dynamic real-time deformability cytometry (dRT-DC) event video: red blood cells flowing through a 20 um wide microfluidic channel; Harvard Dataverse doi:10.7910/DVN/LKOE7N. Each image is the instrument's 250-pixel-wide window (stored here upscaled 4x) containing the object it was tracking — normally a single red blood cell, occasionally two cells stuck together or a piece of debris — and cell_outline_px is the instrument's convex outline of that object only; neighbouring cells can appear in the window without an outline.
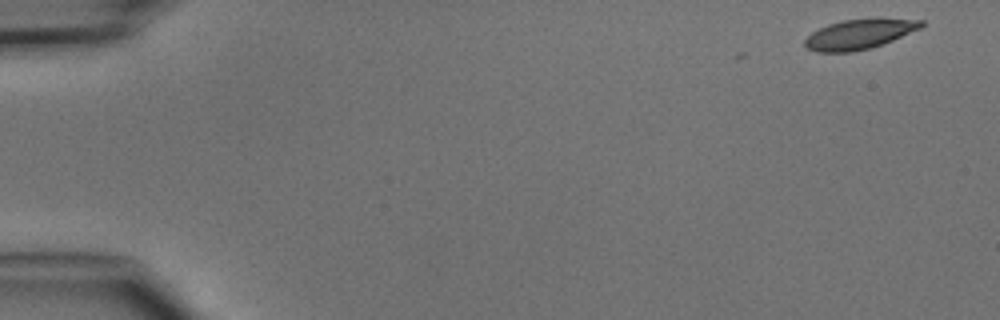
{"species": "common noctule bat (a hibernating species)", "species_latin": "Nyctalus noctula", "temperature_condition": "cold", "stored_images_in_passage": 6, "camera_frame_rate_fps": 3000, "um_per_image_px": 0.085, "animal": {"sex": "male", "body_mass_g": 15.6}, "frame": {"image": 1, "passage_image": 1, "time_ms": 0.0, "image_size_px": [1000, 320], "cell_outline_px": [[924, 24], [920, 28], [892, 40], [872, 48], [852, 52], [816, 52], [804, 48], [804, 40], [812, 32], [828, 24], [840, 20], [924, 20]], "centroid_in_image_um": [72.94, 2.95], "position_along_channel_um": 12.1, "area_um2": 19.71}}
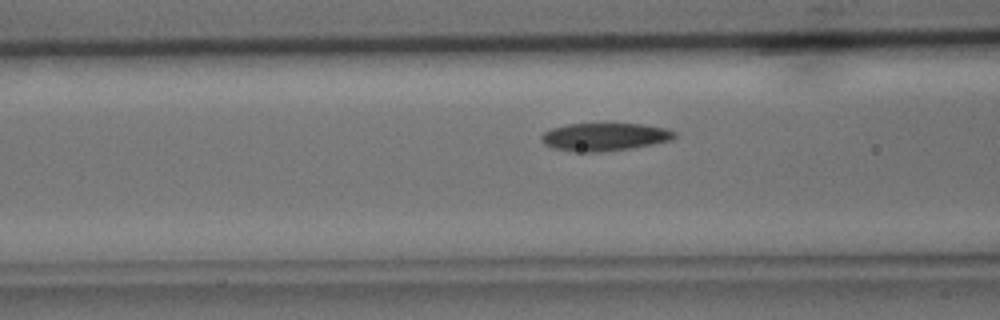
{"frame": {"image": 2, "passage_image": 5, "time_ms": 5.667, "image_size_px": [1000, 320], "cell_outline_px": [[676, 136], [672, 140], [632, 148], [600, 152], [572, 152], [552, 148], [544, 144], [540, 140], [540, 136], [544, 132], [552, 128], [568, 124], [644, 124], [668, 128], [676, 132]], "centroid_in_image_um": [51.38, 11.64], "position_along_channel_um": 115.2, "area_um2": 21.85}}